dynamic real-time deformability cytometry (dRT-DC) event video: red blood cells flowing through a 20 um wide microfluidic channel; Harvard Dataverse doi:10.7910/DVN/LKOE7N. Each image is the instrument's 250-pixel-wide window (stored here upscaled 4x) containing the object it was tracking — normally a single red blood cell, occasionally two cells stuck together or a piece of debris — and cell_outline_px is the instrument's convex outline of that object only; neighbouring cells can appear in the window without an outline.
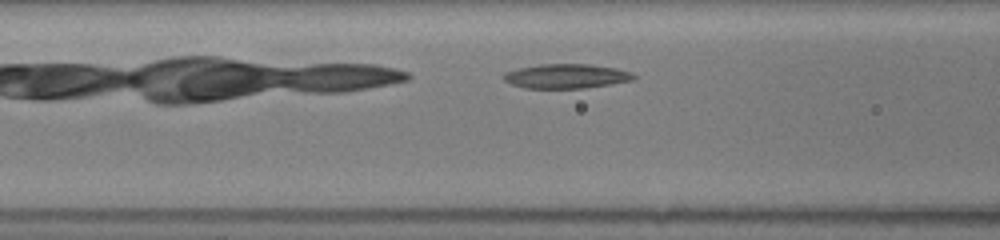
{"species": "common noctule bat (a hibernating species)", "species_latin": "Nyctalus noctula", "temperature_condition": "room temperature", "stored_images_in_passage": 9, "camera_frame_rate_fps": 3000, "um_per_image_px": 0.085, "animal": {"sex": "female", "body_mass_g": 19.5, "forearm_length_mm": 54.1}, "frame": {"image": 1, "passage_image": 5, "time_ms": 0.667, "image_size_px": [1000, 240], "cell_outline_px": [[636, 76], [632, 80], [612, 84], [584, 88], [524, 88], [512, 84], [504, 80], [504, 72], [520, 68], [540, 64], [588, 64], [616, 68], [632, 72]], "centroid_in_image_um": [48.15, 6.47], "position_along_channel_um": 118.4, "area_um2": 18.44}}